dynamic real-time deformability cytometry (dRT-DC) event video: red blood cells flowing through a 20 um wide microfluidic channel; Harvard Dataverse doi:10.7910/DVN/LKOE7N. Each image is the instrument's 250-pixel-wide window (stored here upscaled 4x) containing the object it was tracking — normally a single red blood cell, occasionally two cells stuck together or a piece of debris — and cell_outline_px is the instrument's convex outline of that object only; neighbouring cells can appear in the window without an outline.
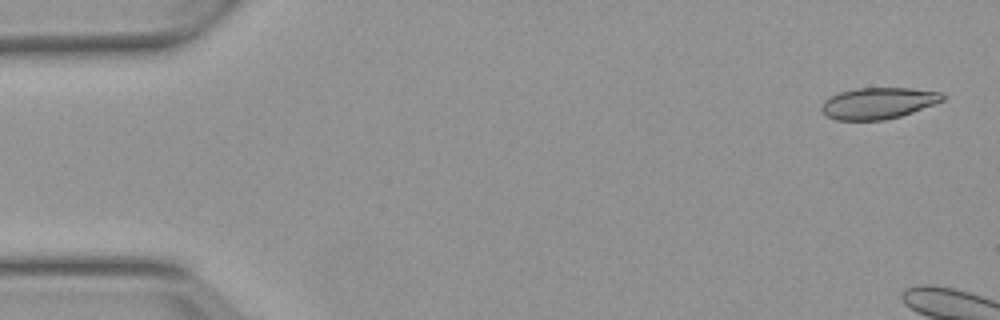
{"species": "Egyptian fruit bat (a non-hibernating species)", "species_latin": "Rousettus aegyptiacus", "temperature_condition": "warm", "stored_images_in_passage": 5, "segment_of_instrument_passage": [2, 2], "camera_frame_rate_fps": 3000, "um_per_image_px": 0.085, "animal": {"sex": "female"}, "frame": {"image": 1, "passage_image": 5, "time_ms": 5.667, "image_size_px": [1000, 320], "cell_outline_px": [[944, 100], [936, 104], [900, 116], [884, 120], [836, 120], [828, 116], [820, 108], [824, 100], [840, 92], [856, 88], [912, 88], [940, 92], [944, 96]], "centroid_in_image_um": [74.66, 8.77], "position_along_channel_um": 10.3, "area_um2": 22.02}}